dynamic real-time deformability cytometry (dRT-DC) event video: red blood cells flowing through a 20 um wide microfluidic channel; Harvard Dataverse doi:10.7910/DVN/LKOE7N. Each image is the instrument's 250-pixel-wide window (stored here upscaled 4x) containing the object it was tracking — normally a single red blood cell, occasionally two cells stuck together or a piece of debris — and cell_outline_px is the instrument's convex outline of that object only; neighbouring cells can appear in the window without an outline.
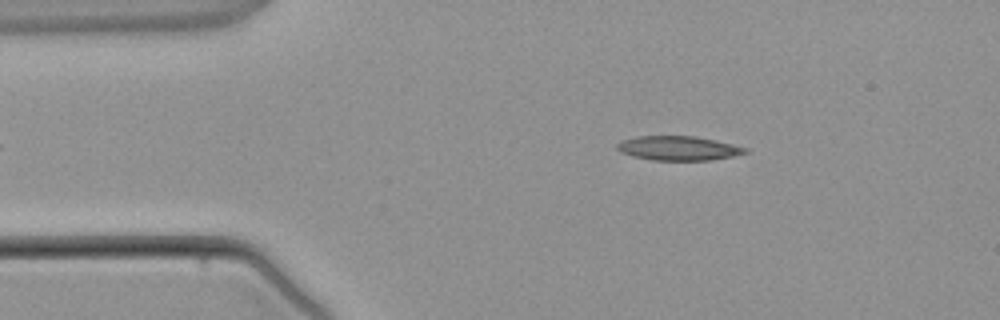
{"species": "common noctule bat (a hibernating species)", "species_latin": "Nyctalus noctula", "temperature_condition": "warm", "stored_images_in_passage": 3, "camera_frame_rate_fps": 3000, "um_per_image_px": 0.085, "animal": {"sex": "male", "body_mass_g": 21.5, "forearm_length_mm": 52.0}, "frame": {"image": 1, "passage_image": 2, "time_ms": 1.333, "image_size_px": [1000, 320], "cell_outline_px": [[748, 152], [732, 156], [712, 160], [652, 160], [632, 156], [620, 152], [616, 148], [616, 144], [624, 140], [636, 136], [696, 136], [716, 140], [748, 148]], "centroid_in_image_um": [57.66, 12.6], "position_along_channel_um": 27.3, "area_um2": 18.15}}